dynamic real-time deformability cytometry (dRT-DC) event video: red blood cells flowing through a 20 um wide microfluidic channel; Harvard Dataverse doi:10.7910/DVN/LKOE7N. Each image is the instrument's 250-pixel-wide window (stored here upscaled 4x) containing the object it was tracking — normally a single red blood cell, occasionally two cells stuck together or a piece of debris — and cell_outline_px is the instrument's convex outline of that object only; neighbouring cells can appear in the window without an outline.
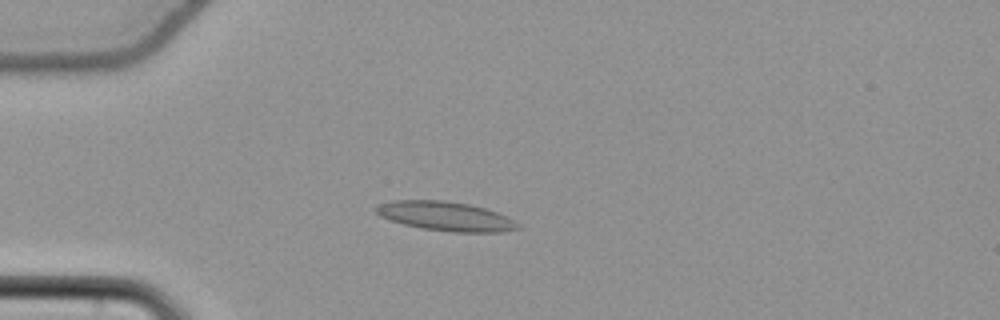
{"species": "common noctule bat (a hibernating species)", "species_latin": "Nyctalus noctula", "temperature_condition": "cold", "stored_images_in_passage": 57, "camera_frame_rate_fps": 3000, "um_per_image_px": 0.085, "animal": {"sex": "female", "body_mass_g": 22.7, "forearm_length_mm": 54.2}, "frame": {"image": 1, "passage_image": 17, "time_ms": 5.333, "image_size_px": [1000, 320], "cell_outline_px": [[520, 228], [504, 232], [452, 232], [424, 228], [404, 224], [380, 216], [372, 208], [380, 204], [392, 200], [444, 200], [468, 204], [484, 208], [508, 216], [520, 224]], "centroid_in_image_um": [37.9, 18.37], "position_along_channel_um": 47.1, "area_um2": 24.1}}
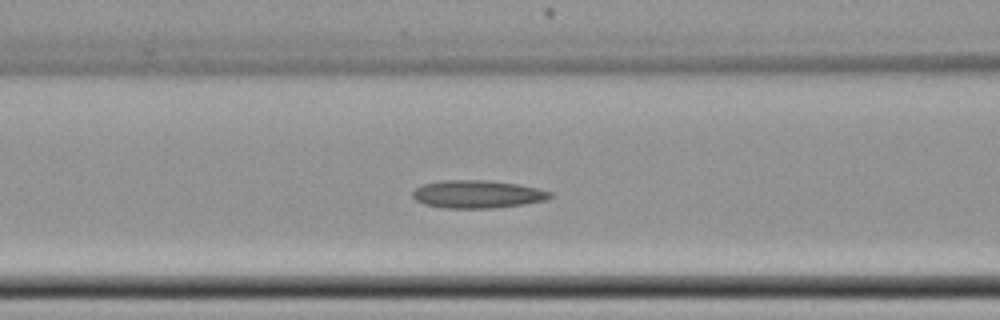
{"frame": {"image": 2, "passage_image": 25, "time_ms": 8.0, "image_size_px": [1000, 320], "cell_outline_px": [[552, 196], [544, 200], [524, 204], [492, 208], [444, 208], [424, 204], [416, 200], [412, 196], [412, 192], [416, 188], [424, 184], [444, 180], [488, 180], [520, 184], [540, 188], [552, 192]], "centroid_in_image_um": [40.6, 16.5], "position_along_channel_um": 126.0, "area_um2": 22.37}}
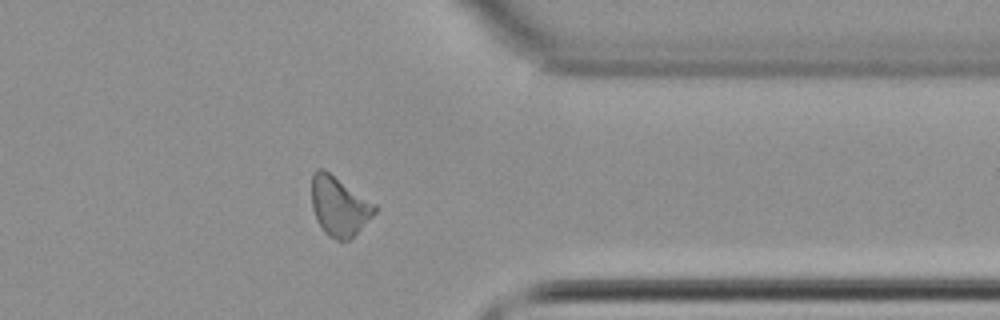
{"frame": {"image": 3, "passage_image": 46, "time_ms": 15.0, "image_size_px": [1000, 320], "cell_outline_px": [[376, 212], [348, 240], [336, 240], [328, 236], [324, 232], [316, 220], [312, 208], [312, 172], [316, 168], [324, 168], [376, 204]], "centroid_in_image_um": [28.79, 17.49], "position_along_channel_um": 382.6, "area_um2": 21.79}, "authors_computed_cell_mechanics": {"area_um2": 21.964, "velocity_mm_per_s": 3.7895, "shape_relaxation_time_tau1_ms": 11.1577, "shape_relaxation_time_tau2_ms": 4.1144, "deformation_change_tau1": 0.1847, "deformation_change_tau2": 0.1017}}